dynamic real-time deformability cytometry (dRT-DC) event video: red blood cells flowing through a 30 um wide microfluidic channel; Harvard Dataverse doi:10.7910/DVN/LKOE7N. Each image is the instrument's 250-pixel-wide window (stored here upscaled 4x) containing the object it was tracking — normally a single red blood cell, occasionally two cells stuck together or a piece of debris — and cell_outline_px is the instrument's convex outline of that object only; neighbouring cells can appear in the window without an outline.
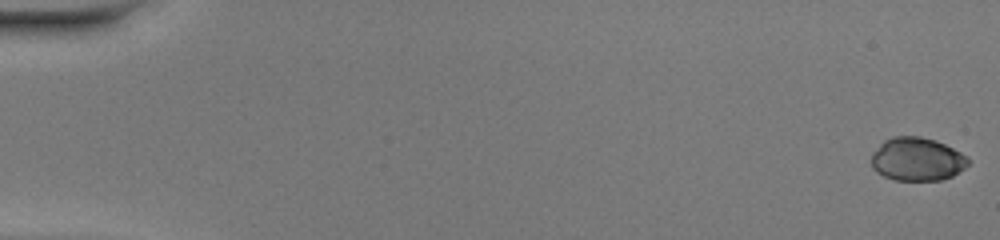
{"species": "common noctule bat (a hibernating species)", "species_latin": "Nyctalus noctula", "temperature_condition": "warm", "stored_images_in_passage": 50, "camera_frame_rate_fps": 3000, "um_per_image_px": 0.085, "animal": {"sex": "female", "body_mass_g": 20.0, "forearm_length_mm": 54.0}, "frame": {"image": 1, "passage_image": 1, "time_ms": 0.0, "image_size_px": [1000, 240], "cell_outline_px": [[968, 164], [964, 168], [952, 176], [940, 180], [896, 180], [884, 176], [876, 172], [872, 168], [872, 152], [884, 140], [892, 136], [920, 136], [936, 140], [968, 156]], "centroid_in_image_um": [77.93, 13.52], "position_along_channel_um": 7.1, "area_um2": 24.45}}
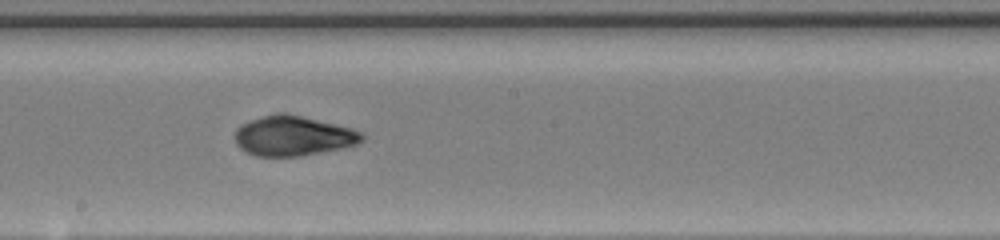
{"frame": {"image": 2, "passage_image": 29, "time_ms": 9.333, "image_size_px": [1000, 240], "cell_outline_px": [[364, 140], [356, 144], [344, 148], [300, 156], [256, 156], [240, 148], [236, 144], [236, 128], [240, 124], [276, 112], [288, 112], [352, 128], [364, 132]], "centroid_in_image_um": [24.96, 11.54], "position_along_channel_um": 223.2, "area_um2": 29.77}}
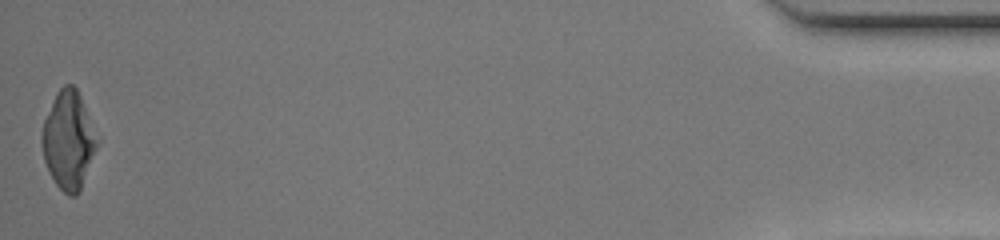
{"frame": {"image": 3, "passage_image": 50, "time_ms": 16.333, "image_size_px": [1000, 240], "cell_outline_px": [[96, 148], [80, 192], [76, 196], [68, 196], [56, 184], [48, 172], [44, 160], [40, 144], [40, 136], [44, 120], [56, 92], [64, 84], [72, 84], [76, 88], [80, 96], [96, 140]], "centroid_in_image_um": [5.75, 11.96], "position_along_channel_um": 429.4, "area_um2": 30.92}, "authors_computed_cell_mechanics": {"area_um2": 29.3335, "velocity_mm_per_s": 4.2175, "shape_relaxation_time_tau1_ms": 6.0934, "shape_relaxation_time_tau2_ms": null, "deformation_change_tau1": 0.2529, "deformation_change_tau2": null}}